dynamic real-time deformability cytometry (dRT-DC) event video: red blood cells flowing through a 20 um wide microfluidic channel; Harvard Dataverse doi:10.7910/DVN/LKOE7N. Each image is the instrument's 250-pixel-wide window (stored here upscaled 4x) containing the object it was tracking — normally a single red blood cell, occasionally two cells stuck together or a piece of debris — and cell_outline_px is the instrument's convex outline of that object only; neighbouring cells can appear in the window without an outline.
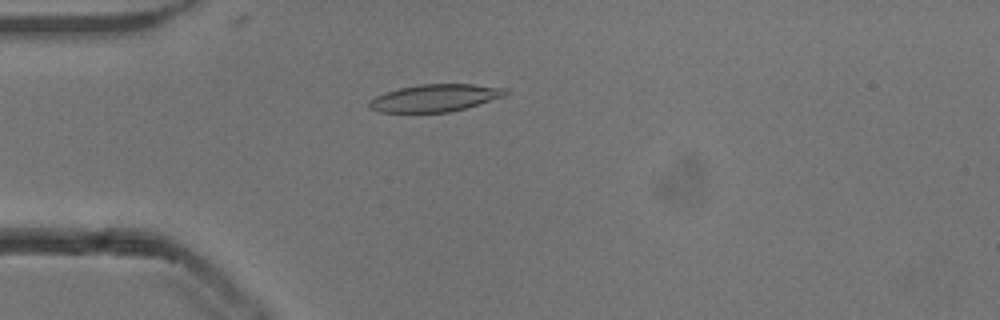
{"species": "common noctule bat (a hibernating species)", "species_latin": "Nyctalus noctula", "temperature_condition": "cold", "stored_images_in_passage": 34, "camera_frame_rate_fps": 3000, "um_per_image_px": 0.085, "animal": {"sex": "male", "body_mass_g": 13.3}, "frame": {"image": 1, "passage_image": 3, "time_ms": 0.667, "image_size_px": [1000, 320], "cell_outline_px": [[508, 92], [504, 96], [464, 108], [448, 112], [380, 112], [368, 108], [368, 100], [376, 96], [400, 88], [420, 84], [472, 84], [508, 88]], "centroid_in_image_um": [36.96, 8.32], "position_along_channel_um": 48.0, "area_um2": 21.5}}
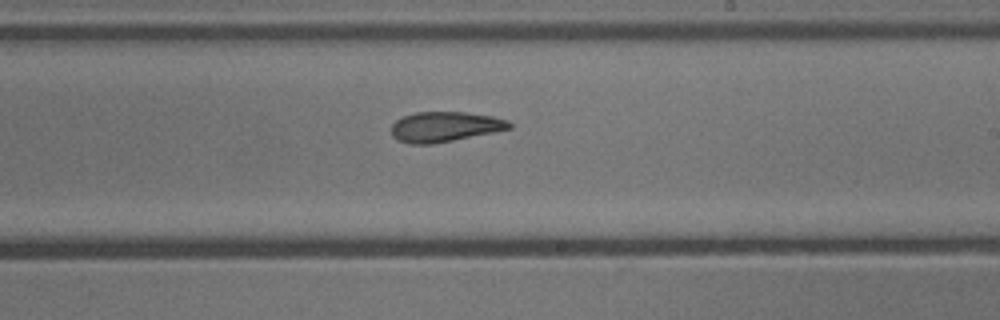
{"frame": {"image": 2, "passage_image": 20, "time_ms": 6.333, "image_size_px": [1000, 320], "cell_outline_px": [[512, 128], [496, 132], [432, 144], [412, 144], [400, 140], [392, 136], [392, 124], [396, 120], [404, 116], [416, 112], [464, 112], [492, 116], [508, 120], [512, 124]], "centroid_in_image_um": [37.84, 10.77], "position_along_channel_um": 251.2, "area_um2": 20.63}}
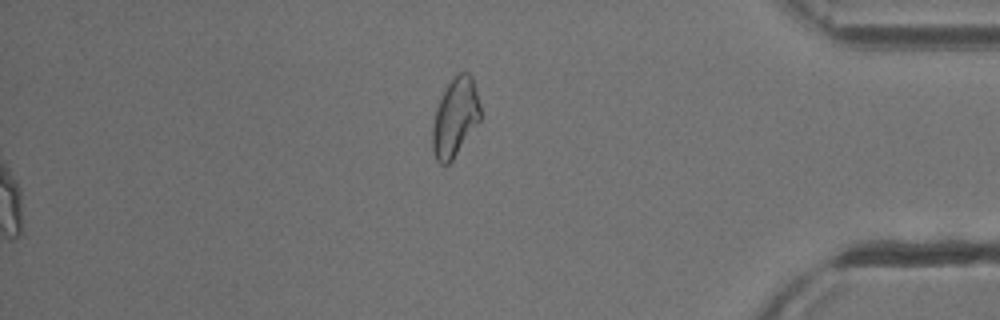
{"frame": {"image": 3, "passage_image": 34, "time_ms": 11.0, "image_size_px": [1000, 320], "cell_outline_px": [[480, 120], [452, 160], [448, 164], [440, 164], [436, 160], [432, 148], [432, 124], [436, 108], [448, 84], [460, 72], [468, 72], [472, 76], [480, 104]], "centroid_in_image_um": [38.68, 10.0], "position_along_channel_um": 396.5, "area_um2": 21.68}, "authors_computed_cell_mechanics": {"area_um2": 21.2993, "velocity_mm_per_s": 3.833, "shape_relaxation_time_tau1_ms": null, "shape_relaxation_time_tau2_ms": 3.8568, "deformation_change_tau1": null, "deformation_change_tau2": 0.1026}}